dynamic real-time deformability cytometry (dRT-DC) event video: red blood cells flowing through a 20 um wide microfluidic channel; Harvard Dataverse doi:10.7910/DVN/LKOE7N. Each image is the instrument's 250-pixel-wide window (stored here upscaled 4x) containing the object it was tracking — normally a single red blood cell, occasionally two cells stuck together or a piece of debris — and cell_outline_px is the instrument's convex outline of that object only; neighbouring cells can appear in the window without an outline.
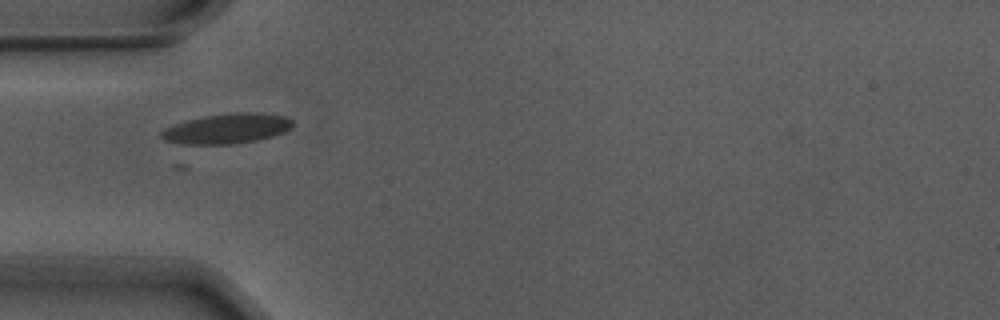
{"species": "Egyptian fruit bat (a non-hibernating species)", "species_latin": "Rousettus aegyptiacus", "temperature_condition": "warm", "stored_images_in_passage": 26, "camera_frame_rate_fps": 3000, "um_per_image_px": 0.085, "animal": {"sex": "male"}, "frame": {"image": 1, "passage_image": 1, "time_ms": 0.0, "image_size_px": [1000, 320], "cell_outline_px": [[292, 128], [284, 132], [272, 136], [256, 140], [232, 144], [184, 144], [164, 140], [160, 136], [160, 132], [176, 124], [188, 120], [204, 116], [236, 112], [260, 112], [288, 116], [292, 120]], "centroid_in_image_um": [19.35, 10.92], "position_along_channel_um": 65.6, "area_um2": 22.89}}
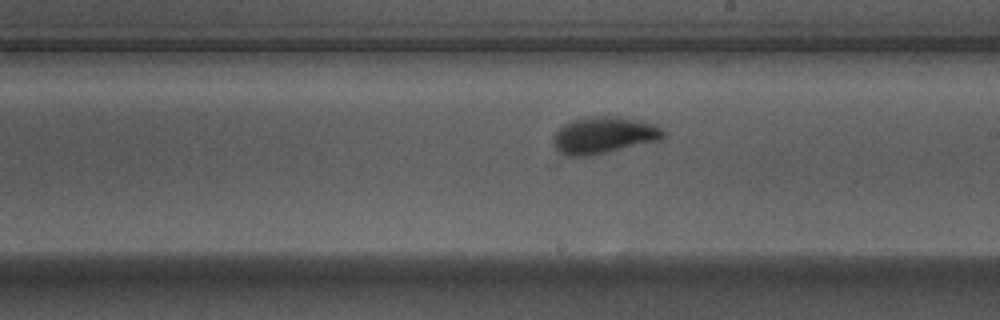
{"frame": {"image": 2, "passage_image": 15, "time_ms": 4.667, "image_size_px": [1000, 320], "cell_outline_px": [[664, 136], [660, 140], [608, 152], [588, 156], [560, 160], [552, 144], [552, 136], [564, 124], [572, 120], [584, 116], [620, 116], [652, 124], [660, 128], [664, 132]], "centroid_in_image_um": [51.17, 11.54], "position_along_channel_um": 237.8, "area_um2": 24.33}}
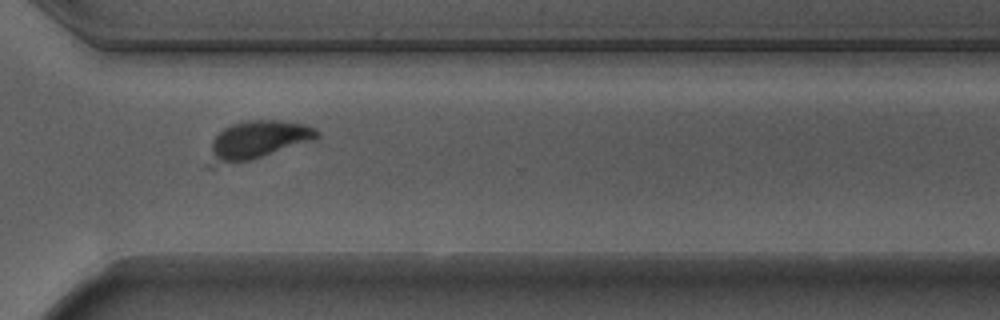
{"frame": {"image": 3, "passage_image": 24, "time_ms": 7.667, "image_size_px": [1000, 320], "cell_outline_px": [[320, 136], [312, 140], [252, 160], [212, 168], [204, 168], [212, 140], [224, 128], [232, 124], [244, 120], [276, 120], [304, 124], [316, 128], [320, 132]], "centroid_in_image_um": [21.78, 11.96], "position_along_channel_um": 348.8, "area_um2": 24.62}}